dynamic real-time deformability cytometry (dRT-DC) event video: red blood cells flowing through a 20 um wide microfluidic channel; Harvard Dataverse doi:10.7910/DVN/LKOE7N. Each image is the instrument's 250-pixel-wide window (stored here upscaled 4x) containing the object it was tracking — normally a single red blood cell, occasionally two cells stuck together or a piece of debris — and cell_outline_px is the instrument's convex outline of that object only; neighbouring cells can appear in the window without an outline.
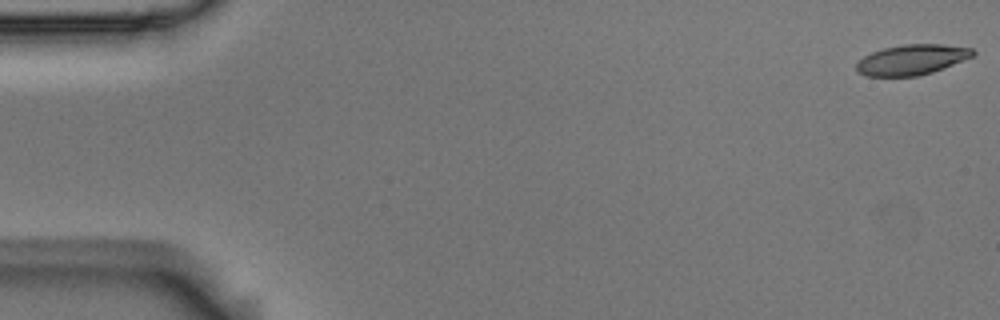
{"species": "Egyptian fruit bat (a non-hibernating species)", "species_latin": "Rousettus aegyptiacus", "temperature_condition": "room temperature", "stored_images_in_passage": 4, "camera_frame_rate_fps": 3000, "um_per_image_px": 0.085, "animal": {"sex": "male"}, "frame": {"image": 1, "passage_image": 1, "time_ms": 0.0, "image_size_px": [1000, 320], "cell_outline_px": [[976, 56], [932, 72], [916, 76], [864, 76], [856, 72], [856, 64], [864, 56], [872, 52], [884, 48], [904, 44], [944, 44], [972, 48], [976, 52]], "centroid_in_image_um": [77.53, 5.07], "position_along_channel_um": 7.5, "area_um2": 20.69}}
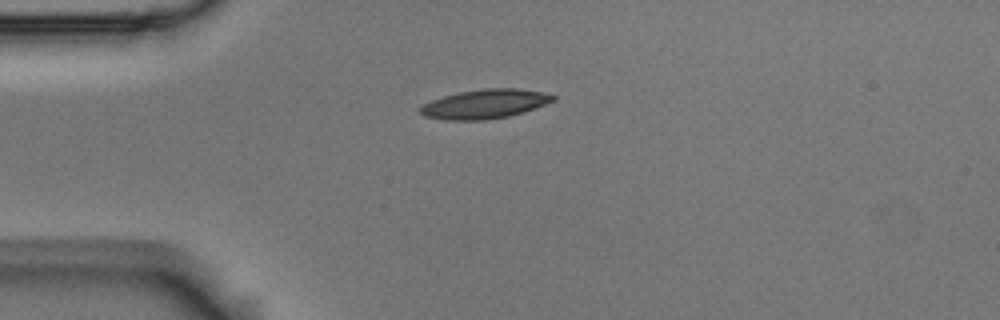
{"frame": {"image": 2, "passage_image": 4, "time_ms": 1.0, "image_size_px": [1000, 320], "cell_outline_px": [[556, 100], [508, 116], [484, 120], [448, 120], [424, 116], [420, 112], [420, 108], [424, 104], [432, 100], [444, 96], [460, 92], [484, 88], [516, 88], [540, 92], [556, 96]], "centroid_in_image_um": [41.19, 8.83], "position_along_channel_um": 43.8, "area_um2": 22.14}}